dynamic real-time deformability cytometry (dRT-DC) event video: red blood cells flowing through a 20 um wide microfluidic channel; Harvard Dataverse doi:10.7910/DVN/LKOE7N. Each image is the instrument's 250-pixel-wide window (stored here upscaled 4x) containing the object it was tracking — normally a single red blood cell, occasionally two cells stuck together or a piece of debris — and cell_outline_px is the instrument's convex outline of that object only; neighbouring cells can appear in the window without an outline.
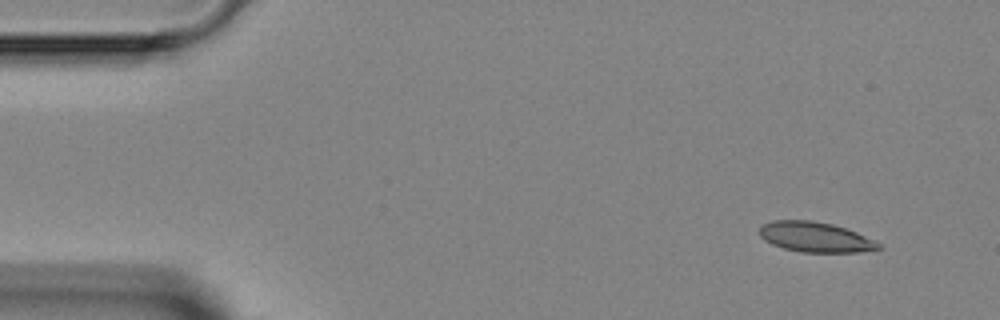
{"species": "Egyptian fruit bat (a non-hibernating species)", "species_latin": "Rousettus aegyptiacus", "temperature_condition": "room temperature", "stored_images_in_passage": 4, "segment_of_instrument_passage": [1, 2], "camera_frame_rate_fps": 3000, "um_per_image_px": 0.085, "animal": {"sex": "female"}, "frame": {"image": 1, "passage_image": 1, "time_ms": 0.0, "image_size_px": [1000, 320], "cell_outline_px": [[884, 248], [860, 252], [800, 252], [784, 248], [772, 244], [764, 240], [760, 236], [760, 228], [764, 224], [772, 220], [812, 220], [832, 224], [856, 232], [880, 244]], "centroid_in_image_um": [69.29, 20.15], "position_along_channel_um": 15.7, "area_um2": 20.75}}